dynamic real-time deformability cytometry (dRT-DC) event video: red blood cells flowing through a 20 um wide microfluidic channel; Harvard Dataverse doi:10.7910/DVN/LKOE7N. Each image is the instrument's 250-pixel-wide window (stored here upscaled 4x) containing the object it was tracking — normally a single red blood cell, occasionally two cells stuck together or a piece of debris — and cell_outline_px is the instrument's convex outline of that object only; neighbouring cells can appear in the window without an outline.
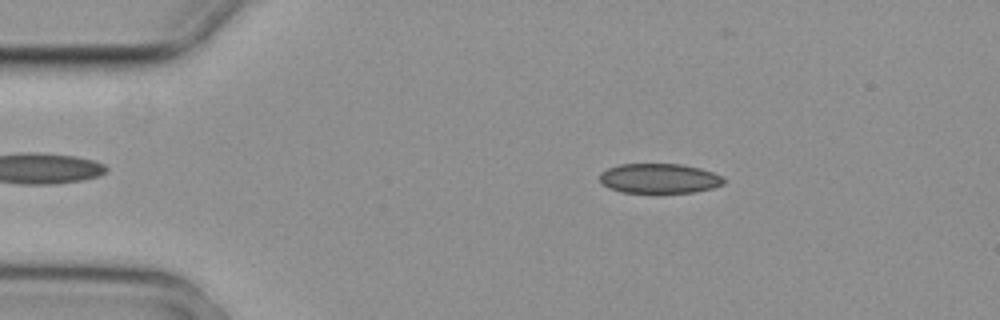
{"species": "common noctule bat (a hibernating species)", "species_latin": "Nyctalus noctula", "temperature_condition": "cold", "stored_images_in_passage": 7, "camera_frame_rate_fps": 3000, "um_per_image_px": 0.085, "animal": {"sex": "female", "body_mass_g": 29.2, "forearm_length_mm": 56.3}, "frame": {"image": 1, "passage_image": 1, "time_ms": 0.0, "image_size_px": [1000, 320], "cell_outline_px": [[724, 184], [712, 188], [692, 192], [620, 192], [608, 188], [600, 180], [600, 172], [608, 168], [620, 164], [684, 164], [700, 168], [712, 172], [720, 176], [724, 180]], "centroid_in_image_um": [56.02, 15.16], "position_along_channel_um": 29.0, "area_um2": 21.39}}
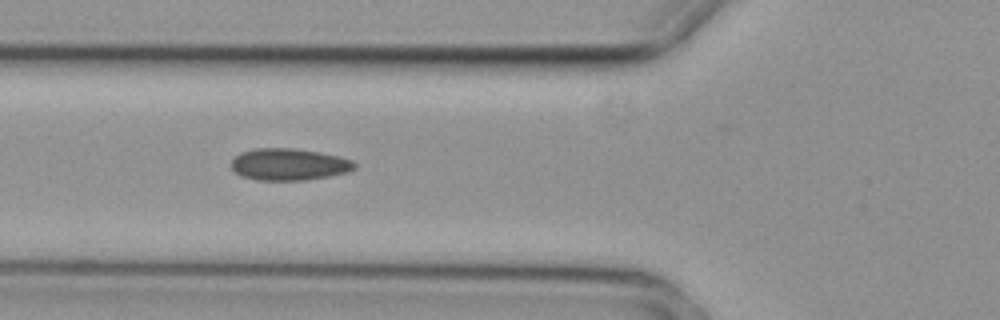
{"frame": {"image": 2, "passage_image": 4, "time_ms": 1.0, "image_size_px": [1000, 320], "cell_outline_px": [[356, 168], [348, 172], [308, 180], [256, 180], [240, 176], [232, 168], [232, 160], [240, 152], [256, 148], [292, 148], [320, 152], [340, 156], [352, 160], [356, 164]], "centroid_in_image_um": [24.57, 13.97], "position_along_channel_um": 101.2, "area_um2": 23.0}}
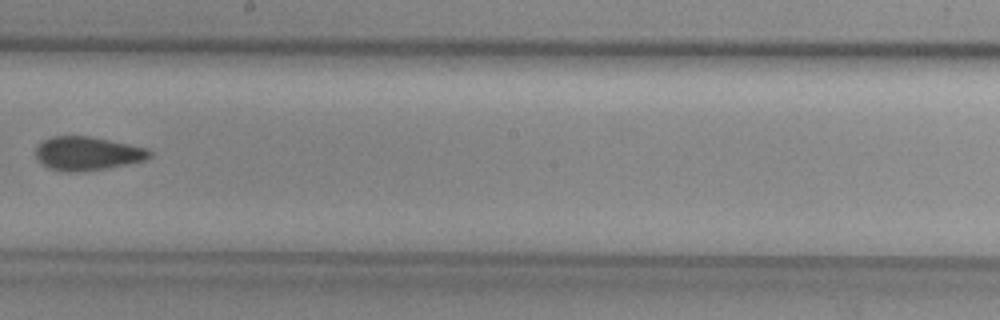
{"frame": {"image": 3, "passage_image": 7, "time_ms": 2.0, "image_size_px": [1000, 320], "cell_outline_px": [[152, 156], [144, 160], [108, 168], [76, 172], [64, 172], [48, 168], [36, 156], [36, 148], [44, 140], [52, 136], [88, 136], [148, 148], [152, 152]], "centroid_in_image_um": [7.44, 13.05], "position_along_channel_um": 240.8, "area_um2": 22.14}}